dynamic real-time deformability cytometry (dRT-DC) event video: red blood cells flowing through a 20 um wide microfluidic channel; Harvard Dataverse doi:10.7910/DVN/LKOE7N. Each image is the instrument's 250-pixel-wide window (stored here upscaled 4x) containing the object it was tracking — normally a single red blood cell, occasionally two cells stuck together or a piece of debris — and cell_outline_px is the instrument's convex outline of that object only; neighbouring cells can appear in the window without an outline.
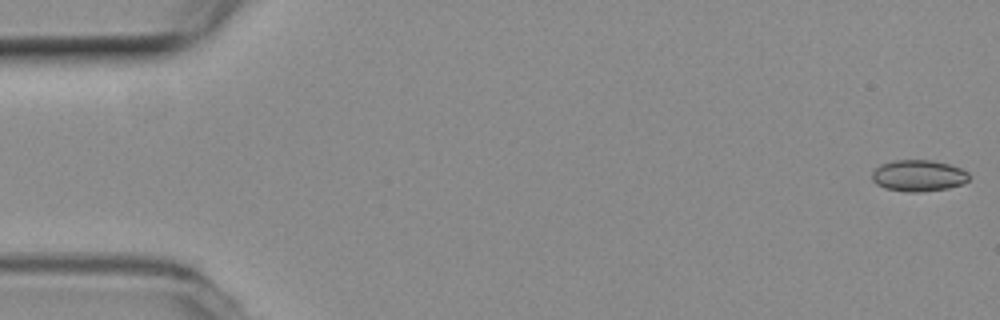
{"species": "common noctule bat (a hibernating species)", "species_latin": "Nyctalus noctula", "temperature_condition": "room temperature", "stored_images_in_passage": 53, "camera_frame_rate_fps": 3000, "um_per_image_px": 0.085, "animal": {"sex": "female", "body_mass_g": 19.3, "forearm_length_mm": 54.1}, "frame": {"image": 1, "passage_image": 1, "time_ms": 0.0, "image_size_px": [1000, 320], "cell_outline_px": [[968, 180], [960, 184], [948, 188], [916, 192], [908, 192], [884, 188], [876, 184], [872, 180], [872, 172], [880, 164], [892, 160], [932, 160], [948, 164], [960, 168], [968, 172]], "centroid_in_image_um": [78.02, 14.92], "position_along_channel_um": 7.0, "area_um2": 17.69}}
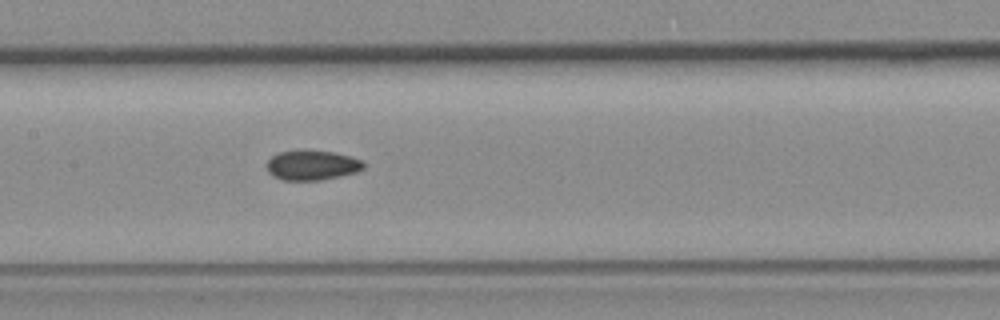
{"frame": {"image": 2, "passage_image": 26, "time_ms": 8.333, "image_size_px": [1000, 320], "cell_outline_px": [[364, 168], [356, 172], [340, 176], [320, 180], [284, 180], [272, 176], [268, 172], [268, 160], [272, 156], [280, 152], [332, 152], [364, 160]], "centroid_in_image_um": [26.55, 14.08], "position_along_channel_um": 180.9, "area_um2": 16.3}}
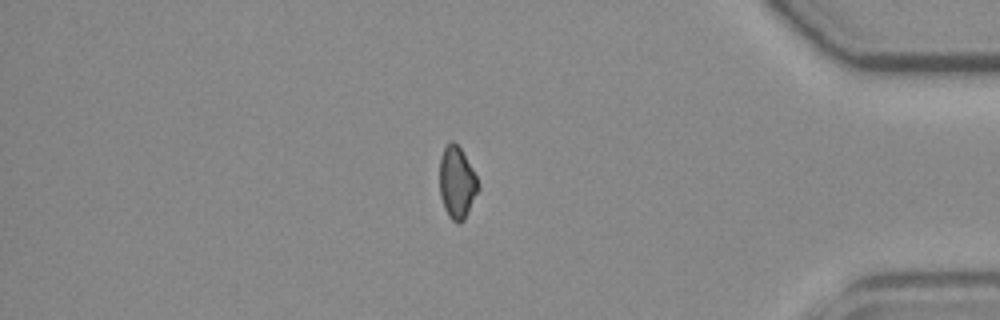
{"frame": {"image": 3, "passage_image": 46, "time_ms": 15.0, "image_size_px": [1000, 320], "cell_outline_px": [[480, 188], [464, 220], [452, 220], [448, 216], [444, 208], [440, 196], [440, 160], [444, 148], [452, 140], [460, 148], [472, 168], [480, 184]], "centroid_in_image_um": [38.85, 15.52], "position_along_channel_um": 396.4, "area_um2": 15.95}, "authors_computed_cell_mechanics": {"area_um2": 16.9932, "velocity_mm_per_s": 3.7743, "shape_relaxation_time_tau1_ms": null, "shape_relaxation_time_tau2_ms": 4.6149, "deformation_change_tau1": null, "deformation_change_tau2": 0.0732}}